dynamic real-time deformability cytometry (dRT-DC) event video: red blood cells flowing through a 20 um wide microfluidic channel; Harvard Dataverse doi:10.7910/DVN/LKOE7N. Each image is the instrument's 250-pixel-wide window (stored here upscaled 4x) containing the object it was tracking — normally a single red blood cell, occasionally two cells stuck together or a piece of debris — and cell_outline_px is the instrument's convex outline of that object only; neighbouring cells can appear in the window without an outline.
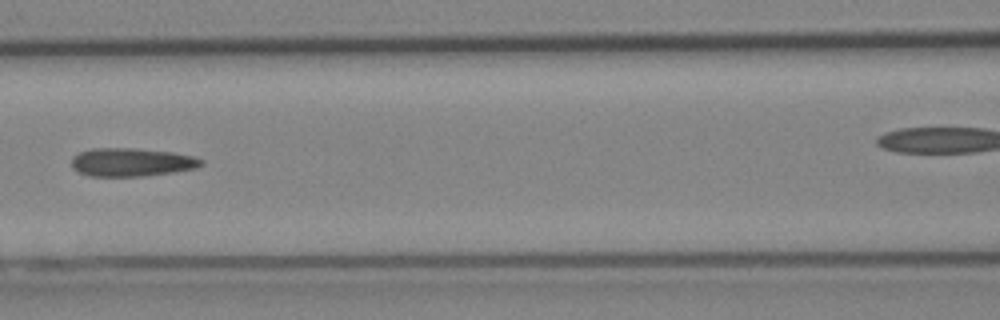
{"species": "Egyptian fruit bat (a non-hibernating species)", "species_latin": "Rousettus aegyptiacus", "temperature_condition": "cold", "stored_images_in_passage": 5, "segment_of_instrument_passage": [1, 2], "camera_frame_rate_fps": 3000, "um_per_image_px": 0.085, "animal": {"sex": "female"}, "frame": {"image": 1, "passage_image": 4, "time_ms": 4.333, "image_size_px": [1000, 320], "cell_outline_px": [[204, 164], [196, 168], [172, 172], [140, 176], [88, 176], [72, 168], [72, 156], [80, 152], [92, 148], [132, 148], [172, 152], [192, 156], [204, 160]], "centroid_in_image_um": [11.17, 13.78], "position_along_channel_um": 155.4, "area_um2": 21.33}}